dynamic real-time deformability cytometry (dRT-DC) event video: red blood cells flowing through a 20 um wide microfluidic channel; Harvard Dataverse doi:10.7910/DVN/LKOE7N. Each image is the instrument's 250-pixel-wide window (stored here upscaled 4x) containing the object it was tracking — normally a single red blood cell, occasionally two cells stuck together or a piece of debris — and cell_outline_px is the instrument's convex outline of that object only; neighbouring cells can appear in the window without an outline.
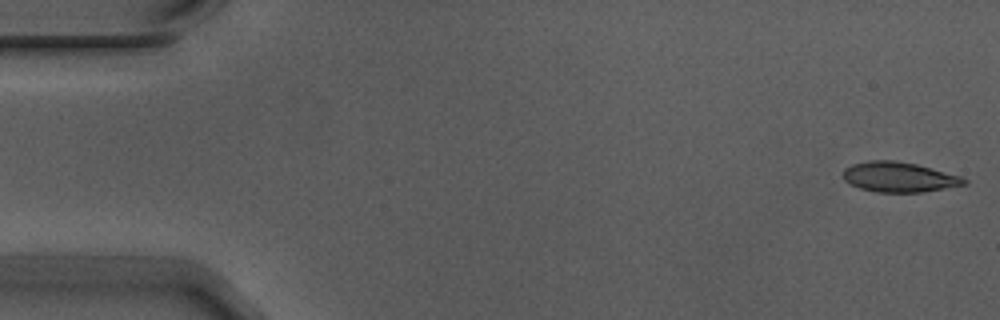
{"species": "Egyptian fruit bat (a non-hibernating species)", "species_latin": "Rousettus aegyptiacus", "temperature_condition": "warm", "stored_images_in_passage": 55, "camera_frame_rate_fps": 3000, "um_per_image_px": 0.085, "animal": {"sex": "male"}, "frame": {"image": 1, "passage_image": 1, "time_ms": 0.0, "image_size_px": [1000, 320], "cell_outline_px": [[968, 184], [920, 192], [876, 192], [860, 188], [848, 184], [844, 180], [844, 168], [852, 164], [868, 160], [892, 160], [916, 164], [960, 176], [968, 180]], "centroid_in_image_um": [76.39, 15.05], "position_along_channel_um": 8.6, "area_um2": 21.1}}
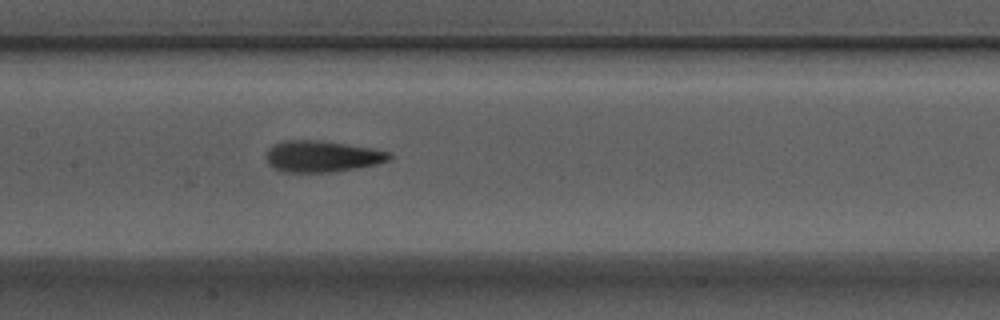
{"frame": {"image": 2, "passage_image": 26, "time_ms": 8.333, "image_size_px": [1000, 320], "cell_outline_px": [[392, 156], [388, 160], [376, 164], [336, 172], [280, 172], [272, 168], [268, 164], [268, 148], [272, 144], [284, 140], [316, 140], [372, 148], [388, 152]], "centroid_in_image_um": [27.32, 13.3], "position_along_channel_um": 180.1, "area_um2": 22.43}}
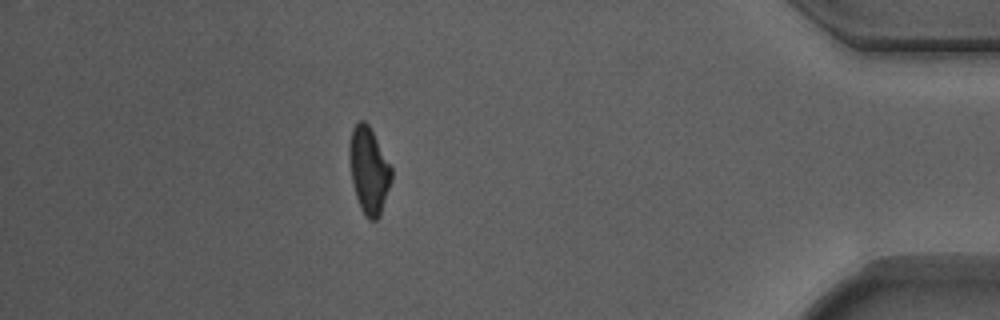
{"frame": {"image": 3, "passage_image": 48, "time_ms": 15.667, "image_size_px": [1000, 320], "cell_outline_px": [[392, 180], [380, 216], [376, 220], [368, 220], [364, 216], [360, 208], [356, 196], [352, 180], [348, 152], [348, 148], [352, 128], [360, 120], [364, 120], [368, 124], [392, 168]], "centroid_in_image_um": [31.35, 14.51], "position_along_channel_um": 403.9, "area_um2": 21.21}, "authors_computed_cell_mechanics": {"area_um2": 21.5016, "velocity_mm_per_s": 3.7368, "shape_relaxation_time_tau1_ms": 5.6544, "shape_relaxation_time_tau2_ms": 2.0816, "deformation_change_tau1": 0.169, "deformation_change_tau2": 0.0886}}